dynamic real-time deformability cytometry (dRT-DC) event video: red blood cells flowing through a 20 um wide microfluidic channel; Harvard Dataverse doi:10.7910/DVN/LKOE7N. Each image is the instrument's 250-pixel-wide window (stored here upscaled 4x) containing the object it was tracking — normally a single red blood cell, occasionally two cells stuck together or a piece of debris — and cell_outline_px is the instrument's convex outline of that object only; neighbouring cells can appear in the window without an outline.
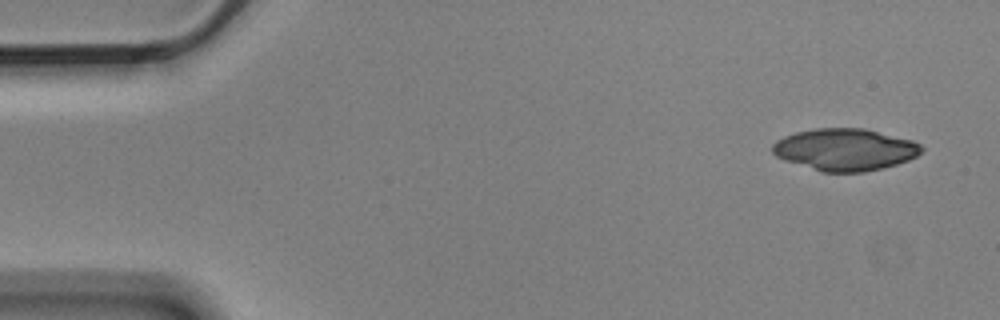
{"species": "Egyptian fruit bat (a non-hibernating species)", "species_latin": "Rousettus aegyptiacus", "temperature_condition": "cold", "stored_images_in_passage": 4, "camera_frame_rate_fps": 3000, "um_per_image_px": 0.085, "animal": {"sex": "male"}, "frame": {"image": 1, "passage_image": 1, "time_ms": 0.0, "image_size_px": [1000, 320], "cell_outline_px": [[924, 148], [916, 156], [908, 160], [884, 168], [864, 172], [820, 172], [784, 160], [776, 156], [772, 152], [772, 144], [776, 140], [784, 136], [796, 132], [816, 128], [864, 128], [912, 140], [920, 144]], "centroid_in_image_um": [71.8, 12.71], "position_along_channel_um": 13.2, "area_um2": 36.59}}